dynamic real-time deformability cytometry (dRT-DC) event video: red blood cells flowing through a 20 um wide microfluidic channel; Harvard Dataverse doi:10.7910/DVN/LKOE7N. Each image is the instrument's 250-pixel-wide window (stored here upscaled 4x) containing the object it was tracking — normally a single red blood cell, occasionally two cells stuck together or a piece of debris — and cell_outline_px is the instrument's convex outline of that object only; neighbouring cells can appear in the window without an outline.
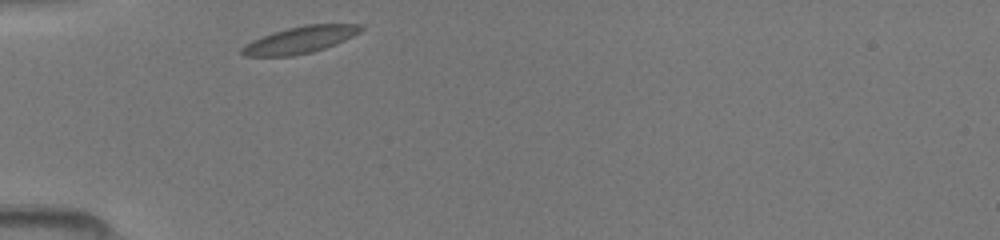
{"species": "common noctule bat (a hibernating species)", "species_latin": "Nyctalus noctula", "temperature_condition": "room temperature", "stored_images_in_passage": 27, "camera_frame_rate_fps": 3000, "um_per_image_px": 0.085, "animal": {"sex": "female", "body_mass_g": 19.5, "forearm_length_mm": 54.1}, "frame": {"image": 1, "passage_image": 1, "time_ms": 0.0, "image_size_px": [1000, 240], "cell_outline_px": [[364, 28], [360, 32], [336, 44], [312, 52], [292, 56], [244, 56], [240, 52], [240, 48], [244, 44], [252, 40], [272, 32], [304, 24], [364, 24]], "centroid_in_image_um": [25.49, 3.38], "position_along_channel_um": 59.5, "area_um2": 18.73}}
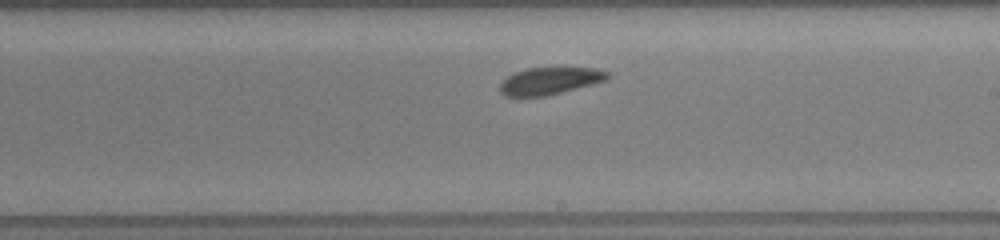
{"frame": {"image": 2, "passage_image": 15, "time_ms": 4.667, "image_size_px": [1000, 240], "cell_outline_px": [[612, 76], [608, 80], [548, 96], [504, 96], [500, 92], [500, 84], [508, 76], [516, 72], [528, 68], [596, 68], [608, 72]], "centroid_in_image_um": [46.78, 6.88], "position_along_channel_um": 242.2, "area_um2": 17.05}}
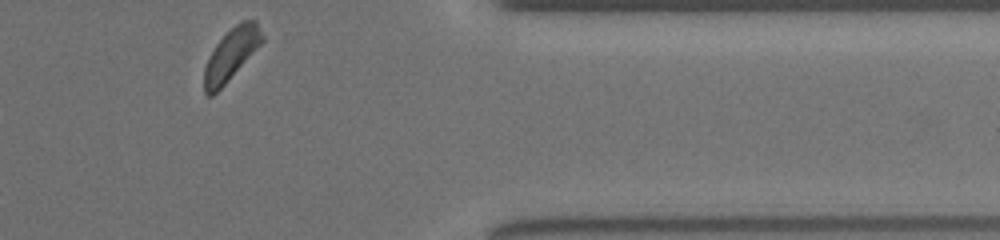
{"frame": {"image": 3, "passage_image": 27, "time_ms": 8.667, "image_size_px": [1000, 240], "cell_outline_px": [[264, 40], [224, 84], [212, 96], [208, 96], [204, 92], [204, 68], [216, 44], [240, 20], [256, 20], [264, 36]], "centroid_in_image_um": [19.66, 4.6], "position_along_channel_um": 391.7, "area_um2": 16.88}}